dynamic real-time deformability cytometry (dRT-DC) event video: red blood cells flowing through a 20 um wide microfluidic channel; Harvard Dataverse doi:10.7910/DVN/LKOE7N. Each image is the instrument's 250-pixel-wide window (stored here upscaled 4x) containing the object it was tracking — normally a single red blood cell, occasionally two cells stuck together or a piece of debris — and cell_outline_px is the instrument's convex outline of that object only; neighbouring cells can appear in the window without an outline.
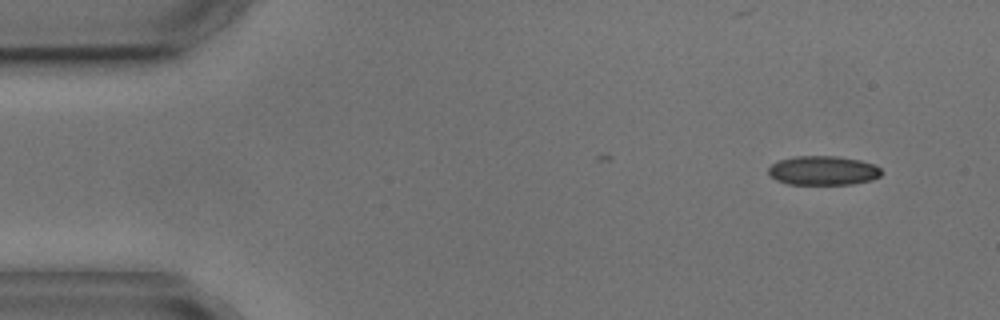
{"species": "common noctule bat (a hibernating species)", "species_latin": "Nyctalus noctula", "temperature_condition": "cold", "stored_images_in_passage": 4, "camera_frame_rate_fps": 3000, "um_per_image_px": 0.085, "animal": {"sex": "male", "body_mass_g": 17.9, "forearm_length_mm": 54.2}, "frame": {"image": 1, "passage_image": 1, "time_ms": 0.0, "image_size_px": [1000, 320], "cell_outline_px": [[884, 172], [880, 176], [872, 180], [852, 184], [788, 184], [776, 180], [768, 176], [768, 168], [772, 164], [780, 160], [792, 156], [840, 156], [860, 160], [876, 164]], "centroid_in_image_um": [69.98, 14.49], "position_along_channel_um": 15.0, "area_um2": 19.54}}